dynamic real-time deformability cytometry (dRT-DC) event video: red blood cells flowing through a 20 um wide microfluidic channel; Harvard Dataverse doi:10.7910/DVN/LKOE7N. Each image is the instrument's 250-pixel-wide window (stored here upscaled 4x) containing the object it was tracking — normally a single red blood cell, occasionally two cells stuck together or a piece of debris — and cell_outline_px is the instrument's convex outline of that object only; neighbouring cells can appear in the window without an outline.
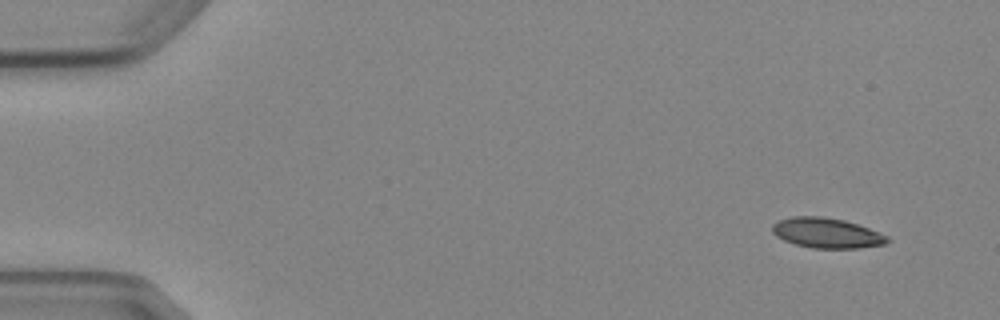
{"species": "Egyptian fruit bat (a non-hibernating species)", "species_latin": "Rousettus aegyptiacus", "temperature_condition": "cold", "stored_images_in_passage": 5, "camera_frame_rate_fps": 3000, "um_per_image_px": 0.085, "animal": {"sex": "female"}, "frame": {"image": 1, "passage_image": 1, "time_ms": 0.0, "image_size_px": [1000, 320], "cell_outline_px": [[892, 240], [884, 244], [860, 248], [812, 248], [796, 244], [784, 240], [776, 236], [772, 232], [772, 224], [780, 220], [792, 216], [820, 216], [844, 220], [868, 228], [888, 236]], "centroid_in_image_um": [70.27, 19.8], "position_along_channel_um": 14.7, "area_um2": 20.11}}